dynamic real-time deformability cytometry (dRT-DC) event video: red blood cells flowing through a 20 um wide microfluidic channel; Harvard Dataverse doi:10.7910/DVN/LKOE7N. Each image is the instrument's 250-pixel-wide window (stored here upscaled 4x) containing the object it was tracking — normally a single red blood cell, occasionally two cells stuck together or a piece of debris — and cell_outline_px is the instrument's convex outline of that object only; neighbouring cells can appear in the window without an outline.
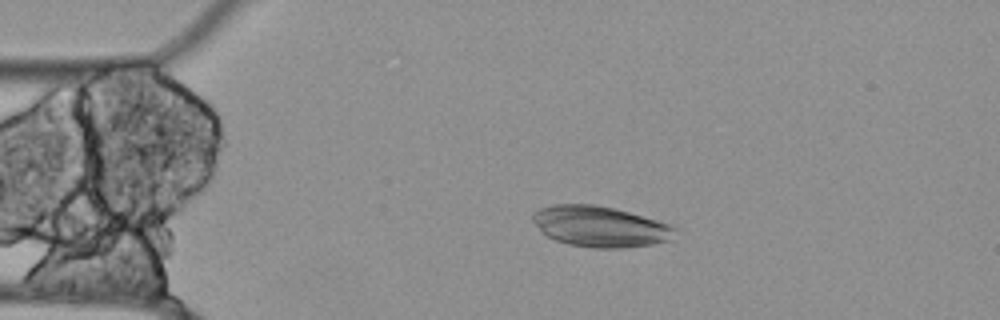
{"species": "Egyptian fruit bat (a non-hibernating species)", "species_latin": "Rousettus aegyptiacus", "temperature_condition": "cold", "stored_images_in_passage": 52, "camera_frame_rate_fps": 3000, "um_per_image_px": 0.085, "animal": {"sex": "female"}, "frame": {"image": 1, "passage_image": 8, "time_ms": 2.333, "image_size_px": [1000, 320], "cell_outline_px": [[676, 228], [668, 240], [652, 244], [624, 248], [592, 248], [568, 244], [556, 240], [548, 236], [532, 220], [532, 216], [540, 208], [552, 204], [596, 204], [616, 208], [656, 220], [668, 224]], "centroid_in_image_um": [50.99, 19.24], "position_along_channel_um": 34.0, "area_um2": 33.47}}
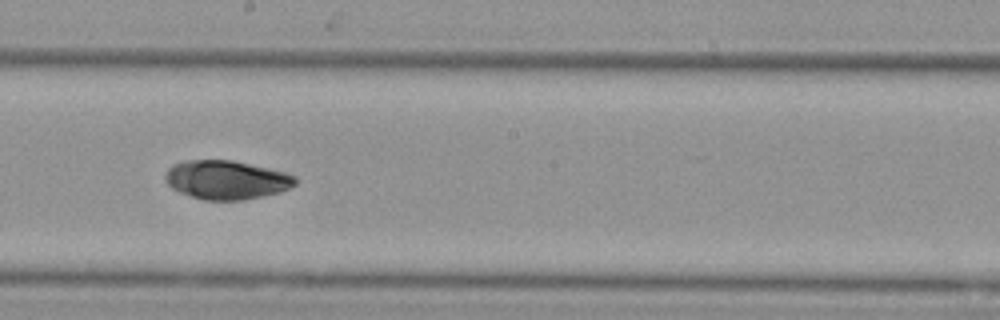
{"frame": {"image": 2, "passage_image": 27, "time_ms": 8.667, "image_size_px": [1000, 320], "cell_outline_px": [[296, 184], [280, 192], [244, 200], [204, 200], [180, 192], [172, 188], [164, 180], [164, 176], [168, 168], [172, 164], [184, 160], [232, 160], [268, 168], [284, 172], [296, 176]], "centroid_in_image_um": [19.22, 15.28], "position_along_channel_um": 229.0, "area_um2": 29.42}}
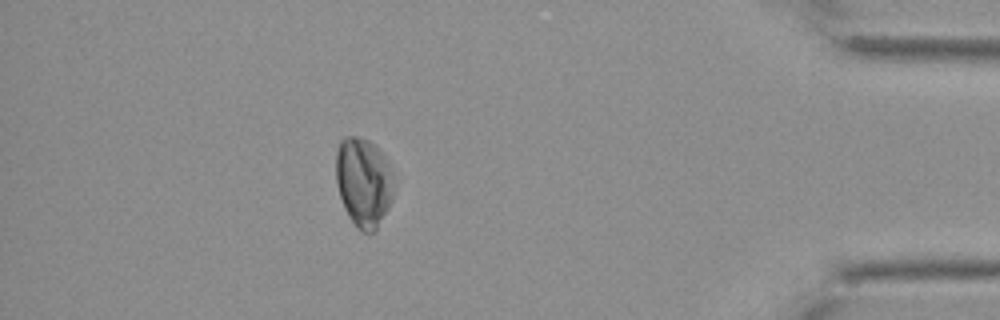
{"frame": {"image": 3, "passage_image": 46, "time_ms": 15.0, "image_size_px": [1000, 320], "cell_outline_px": [[392, 200], [388, 208], [376, 228], [368, 236], [356, 228], [348, 216], [344, 208], [340, 196], [336, 180], [336, 152], [340, 140], [344, 136], [356, 136], [368, 140], [384, 156], [392, 172]], "centroid_in_image_um": [30.87, 15.5], "position_along_channel_um": 404.3, "area_um2": 30.0}}